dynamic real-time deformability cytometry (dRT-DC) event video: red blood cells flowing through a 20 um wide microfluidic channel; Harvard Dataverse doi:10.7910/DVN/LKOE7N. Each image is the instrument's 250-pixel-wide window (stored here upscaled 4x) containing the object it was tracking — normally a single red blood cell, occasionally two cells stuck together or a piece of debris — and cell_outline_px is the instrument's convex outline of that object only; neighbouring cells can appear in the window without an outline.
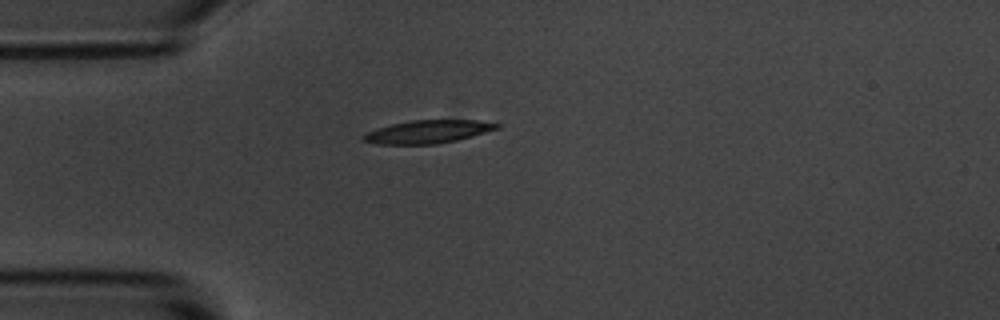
{"species": "common noctule bat (a hibernating species)", "species_latin": "Nyctalus noctula", "temperature_condition": "room temperature", "stored_images_in_passage": 1, "camera_frame_rate_fps": 3000, "um_per_image_px": 0.085, "animal": {"sex": "male", "body_mass_g": 20.1, "forearm_length_mm": 53.5}, "frame": {"image": 1, "passage_image": 1, "time_ms": 0.0, "image_size_px": [1000, 320], "cell_outline_px": [[500, 128], [472, 136], [456, 140], [436, 144], [376, 144], [360, 140], [360, 136], [376, 128], [392, 124], [412, 120], [476, 120], [500, 124]], "centroid_in_image_um": [36.33, 11.2], "position_along_channel_um": 48.7, "area_um2": 17.92}}